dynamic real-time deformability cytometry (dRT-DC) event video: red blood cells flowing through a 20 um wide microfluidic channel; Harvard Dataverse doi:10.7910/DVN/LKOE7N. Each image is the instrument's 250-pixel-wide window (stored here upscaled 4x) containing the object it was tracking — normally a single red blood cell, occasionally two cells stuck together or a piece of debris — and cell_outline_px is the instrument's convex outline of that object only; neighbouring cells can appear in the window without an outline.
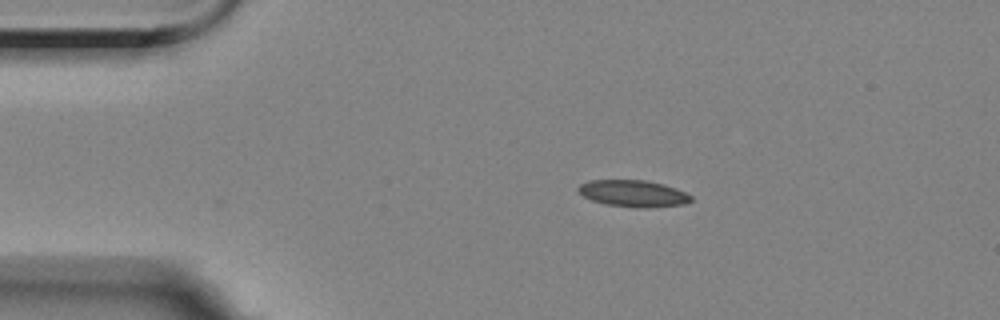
{"species": "Egyptian fruit bat (a non-hibernating species)", "species_latin": "Rousettus aegyptiacus", "temperature_condition": "room temperature", "stored_images_in_passage": 35, "camera_frame_rate_fps": 3000, "um_per_image_px": 0.085, "animal": {"sex": "female"}, "frame": {"image": 1, "passage_image": 1, "time_ms": 0.0, "image_size_px": [1000, 320], "cell_outline_px": [[692, 200], [684, 204], [648, 208], [636, 208], [604, 204], [592, 200], [584, 196], [576, 188], [580, 184], [588, 180], [644, 180], [664, 184], [676, 188], [692, 196]], "centroid_in_image_um": [53.82, 16.45], "position_along_channel_um": 31.2, "area_um2": 17.63}}
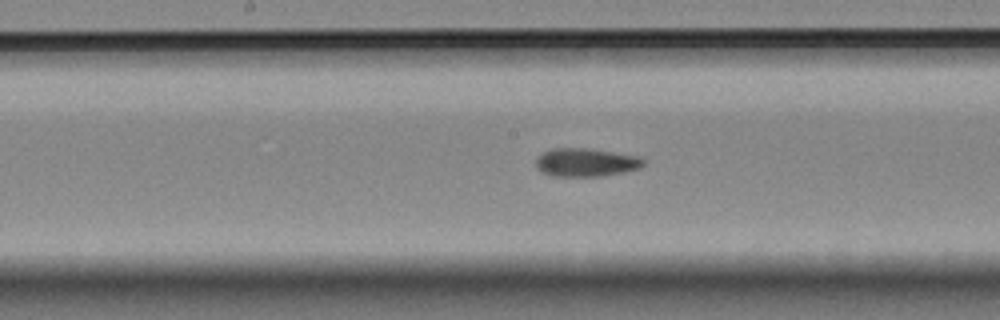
{"frame": {"image": 2, "passage_image": 19, "time_ms": 6.0, "image_size_px": [1000, 320], "cell_outline_px": [[644, 164], [640, 168], [624, 172], [604, 176], [552, 176], [540, 172], [536, 168], [536, 156], [552, 148], [584, 148], [612, 152], [636, 156], [644, 160]], "centroid_in_image_um": [49.75, 13.81], "position_along_channel_um": 198.5, "area_um2": 17.74}}
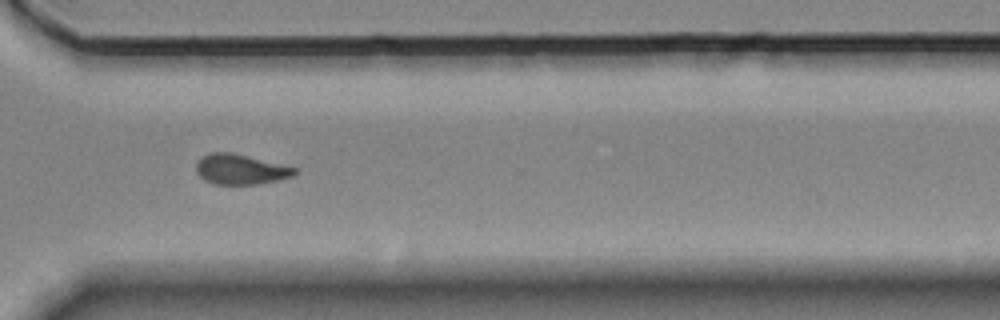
{"frame": {"image": 3, "passage_image": 32, "time_ms": 10.333, "image_size_px": [1000, 320], "cell_outline_px": [[296, 172], [292, 176], [280, 180], [256, 184], [216, 184], [204, 180], [196, 172], [196, 164], [204, 156], [212, 152], [228, 152], [296, 168]], "centroid_in_image_um": [20.42, 14.41], "position_along_channel_um": 350.2, "area_um2": 16.82}, "authors_computed_cell_mechanics": {"area_um2": 17.8602, "velocity_mm_per_s": 3.5049, "shape_relaxation_time_tau1_ms": 8.039, "shape_relaxation_time_tau2_ms": 2.7841, "deformation_change_tau1": 0.1561, "deformation_change_tau2": 0.0837}}